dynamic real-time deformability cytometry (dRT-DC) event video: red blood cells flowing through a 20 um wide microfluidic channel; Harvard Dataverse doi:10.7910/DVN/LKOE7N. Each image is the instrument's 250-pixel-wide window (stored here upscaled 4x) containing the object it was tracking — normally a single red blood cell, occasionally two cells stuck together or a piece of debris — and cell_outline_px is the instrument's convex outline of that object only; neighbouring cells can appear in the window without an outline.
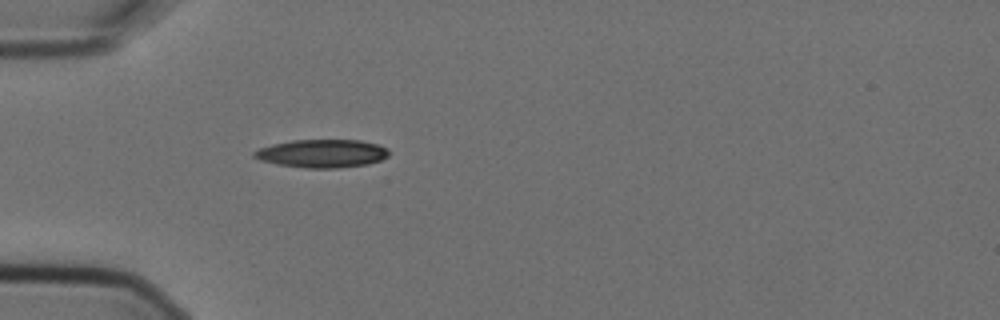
{"species": "Egyptian fruit bat (a non-hibernating species)", "species_latin": "Rousettus aegyptiacus", "temperature_condition": "cold", "stored_images_in_passage": 4, "camera_frame_rate_fps": 3000, "um_per_image_px": 0.085, "animal": {"sex": "female"}, "frame": {"image": 1, "passage_image": 4, "time_ms": 1.0, "image_size_px": [1000, 320], "cell_outline_px": [[388, 156], [380, 160], [368, 164], [336, 168], [308, 168], [276, 164], [260, 160], [252, 156], [252, 152], [260, 148], [272, 144], [292, 140], [360, 140], [376, 144], [388, 148]], "centroid_in_image_um": [27.35, 13.04], "position_along_channel_um": 57.6, "area_um2": 22.08}}